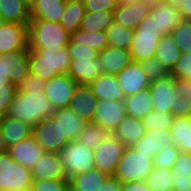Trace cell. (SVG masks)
I'll list each match as a JSON object with an SVG mask.
<instances>
[{
    "mask_svg": "<svg viewBox=\"0 0 191 191\" xmlns=\"http://www.w3.org/2000/svg\"><path fill=\"white\" fill-rule=\"evenodd\" d=\"M56 110L44 91L17 92L6 114L34 127L41 120L52 118Z\"/></svg>",
    "mask_w": 191,
    "mask_h": 191,
    "instance_id": "obj_1",
    "label": "cell"
},
{
    "mask_svg": "<svg viewBox=\"0 0 191 191\" xmlns=\"http://www.w3.org/2000/svg\"><path fill=\"white\" fill-rule=\"evenodd\" d=\"M71 57L67 46L63 48L29 49L30 73L48 81L60 74H67Z\"/></svg>",
    "mask_w": 191,
    "mask_h": 191,
    "instance_id": "obj_2",
    "label": "cell"
},
{
    "mask_svg": "<svg viewBox=\"0 0 191 191\" xmlns=\"http://www.w3.org/2000/svg\"><path fill=\"white\" fill-rule=\"evenodd\" d=\"M69 41L70 34L60 23L31 19L28 24V49L63 48Z\"/></svg>",
    "mask_w": 191,
    "mask_h": 191,
    "instance_id": "obj_3",
    "label": "cell"
},
{
    "mask_svg": "<svg viewBox=\"0 0 191 191\" xmlns=\"http://www.w3.org/2000/svg\"><path fill=\"white\" fill-rule=\"evenodd\" d=\"M155 154H144L131 147H126L114 176L121 183L146 181L153 170L152 159Z\"/></svg>",
    "mask_w": 191,
    "mask_h": 191,
    "instance_id": "obj_4",
    "label": "cell"
},
{
    "mask_svg": "<svg viewBox=\"0 0 191 191\" xmlns=\"http://www.w3.org/2000/svg\"><path fill=\"white\" fill-rule=\"evenodd\" d=\"M162 35L154 22V18H151L150 15L145 17L134 29L129 48L132 60L140 62L144 59L153 58L157 50L158 40Z\"/></svg>",
    "mask_w": 191,
    "mask_h": 191,
    "instance_id": "obj_5",
    "label": "cell"
},
{
    "mask_svg": "<svg viewBox=\"0 0 191 191\" xmlns=\"http://www.w3.org/2000/svg\"><path fill=\"white\" fill-rule=\"evenodd\" d=\"M58 155L68 179L95 168L93 148L85 146L76 140L66 144L58 152Z\"/></svg>",
    "mask_w": 191,
    "mask_h": 191,
    "instance_id": "obj_6",
    "label": "cell"
},
{
    "mask_svg": "<svg viewBox=\"0 0 191 191\" xmlns=\"http://www.w3.org/2000/svg\"><path fill=\"white\" fill-rule=\"evenodd\" d=\"M31 169L13 160L8 152L0 154V191H30Z\"/></svg>",
    "mask_w": 191,
    "mask_h": 191,
    "instance_id": "obj_7",
    "label": "cell"
},
{
    "mask_svg": "<svg viewBox=\"0 0 191 191\" xmlns=\"http://www.w3.org/2000/svg\"><path fill=\"white\" fill-rule=\"evenodd\" d=\"M126 145L112 133L93 149L95 168L114 175Z\"/></svg>",
    "mask_w": 191,
    "mask_h": 191,
    "instance_id": "obj_8",
    "label": "cell"
},
{
    "mask_svg": "<svg viewBox=\"0 0 191 191\" xmlns=\"http://www.w3.org/2000/svg\"><path fill=\"white\" fill-rule=\"evenodd\" d=\"M32 136L45 152L58 153L70 142L53 117L45 118L32 127Z\"/></svg>",
    "mask_w": 191,
    "mask_h": 191,
    "instance_id": "obj_9",
    "label": "cell"
},
{
    "mask_svg": "<svg viewBox=\"0 0 191 191\" xmlns=\"http://www.w3.org/2000/svg\"><path fill=\"white\" fill-rule=\"evenodd\" d=\"M2 73L13 84H20L30 74L29 49L0 53Z\"/></svg>",
    "mask_w": 191,
    "mask_h": 191,
    "instance_id": "obj_10",
    "label": "cell"
},
{
    "mask_svg": "<svg viewBox=\"0 0 191 191\" xmlns=\"http://www.w3.org/2000/svg\"><path fill=\"white\" fill-rule=\"evenodd\" d=\"M175 77L170 73L150 83L149 90L153 99V110L170 113L179 98L174 89Z\"/></svg>",
    "mask_w": 191,
    "mask_h": 191,
    "instance_id": "obj_11",
    "label": "cell"
},
{
    "mask_svg": "<svg viewBox=\"0 0 191 191\" xmlns=\"http://www.w3.org/2000/svg\"><path fill=\"white\" fill-rule=\"evenodd\" d=\"M77 85L68 74H60L46 81L44 93L56 109H61L69 106Z\"/></svg>",
    "mask_w": 191,
    "mask_h": 191,
    "instance_id": "obj_12",
    "label": "cell"
},
{
    "mask_svg": "<svg viewBox=\"0 0 191 191\" xmlns=\"http://www.w3.org/2000/svg\"><path fill=\"white\" fill-rule=\"evenodd\" d=\"M125 116L124 101L97 100L92 123L100 125L112 133Z\"/></svg>",
    "mask_w": 191,
    "mask_h": 191,
    "instance_id": "obj_13",
    "label": "cell"
},
{
    "mask_svg": "<svg viewBox=\"0 0 191 191\" xmlns=\"http://www.w3.org/2000/svg\"><path fill=\"white\" fill-rule=\"evenodd\" d=\"M116 77L125 97L148 88L151 83L141 64L135 61L123 68Z\"/></svg>",
    "mask_w": 191,
    "mask_h": 191,
    "instance_id": "obj_14",
    "label": "cell"
},
{
    "mask_svg": "<svg viewBox=\"0 0 191 191\" xmlns=\"http://www.w3.org/2000/svg\"><path fill=\"white\" fill-rule=\"evenodd\" d=\"M28 48V24H0V53Z\"/></svg>",
    "mask_w": 191,
    "mask_h": 191,
    "instance_id": "obj_15",
    "label": "cell"
},
{
    "mask_svg": "<svg viewBox=\"0 0 191 191\" xmlns=\"http://www.w3.org/2000/svg\"><path fill=\"white\" fill-rule=\"evenodd\" d=\"M153 0H145L139 3L123 5L118 3L114 10V21L131 29H136L142 20L150 13Z\"/></svg>",
    "mask_w": 191,
    "mask_h": 191,
    "instance_id": "obj_16",
    "label": "cell"
},
{
    "mask_svg": "<svg viewBox=\"0 0 191 191\" xmlns=\"http://www.w3.org/2000/svg\"><path fill=\"white\" fill-rule=\"evenodd\" d=\"M97 100L98 99L88 84H78L68 107L86 123H92Z\"/></svg>",
    "mask_w": 191,
    "mask_h": 191,
    "instance_id": "obj_17",
    "label": "cell"
},
{
    "mask_svg": "<svg viewBox=\"0 0 191 191\" xmlns=\"http://www.w3.org/2000/svg\"><path fill=\"white\" fill-rule=\"evenodd\" d=\"M67 74L78 84H89L96 77L105 74L101 55L98 54L94 60H71Z\"/></svg>",
    "mask_w": 191,
    "mask_h": 191,
    "instance_id": "obj_18",
    "label": "cell"
},
{
    "mask_svg": "<svg viewBox=\"0 0 191 191\" xmlns=\"http://www.w3.org/2000/svg\"><path fill=\"white\" fill-rule=\"evenodd\" d=\"M149 15L154 18V22L162 34H170L183 20L180 11L163 0L152 1Z\"/></svg>",
    "mask_w": 191,
    "mask_h": 191,
    "instance_id": "obj_19",
    "label": "cell"
},
{
    "mask_svg": "<svg viewBox=\"0 0 191 191\" xmlns=\"http://www.w3.org/2000/svg\"><path fill=\"white\" fill-rule=\"evenodd\" d=\"M33 180L68 179L58 153L45 152L31 168Z\"/></svg>",
    "mask_w": 191,
    "mask_h": 191,
    "instance_id": "obj_20",
    "label": "cell"
},
{
    "mask_svg": "<svg viewBox=\"0 0 191 191\" xmlns=\"http://www.w3.org/2000/svg\"><path fill=\"white\" fill-rule=\"evenodd\" d=\"M8 153L14 161L31 169L45 151L38 145L33 136L20 140L8 148Z\"/></svg>",
    "mask_w": 191,
    "mask_h": 191,
    "instance_id": "obj_21",
    "label": "cell"
},
{
    "mask_svg": "<svg viewBox=\"0 0 191 191\" xmlns=\"http://www.w3.org/2000/svg\"><path fill=\"white\" fill-rule=\"evenodd\" d=\"M165 146H176L169 129L146 130L145 135L132 147L144 154H157Z\"/></svg>",
    "mask_w": 191,
    "mask_h": 191,
    "instance_id": "obj_22",
    "label": "cell"
},
{
    "mask_svg": "<svg viewBox=\"0 0 191 191\" xmlns=\"http://www.w3.org/2000/svg\"><path fill=\"white\" fill-rule=\"evenodd\" d=\"M98 100L108 99L124 101L125 94L118 83L116 75L104 74L88 84Z\"/></svg>",
    "mask_w": 191,
    "mask_h": 191,
    "instance_id": "obj_23",
    "label": "cell"
},
{
    "mask_svg": "<svg viewBox=\"0 0 191 191\" xmlns=\"http://www.w3.org/2000/svg\"><path fill=\"white\" fill-rule=\"evenodd\" d=\"M66 0H31V19H42L60 23L64 13Z\"/></svg>",
    "mask_w": 191,
    "mask_h": 191,
    "instance_id": "obj_24",
    "label": "cell"
},
{
    "mask_svg": "<svg viewBox=\"0 0 191 191\" xmlns=\"http://www.w3.org/2000/svg\"><path fill=\"white\" fill-rule=\"evenodd\" d=\"M145 132L146 128L142 119L126 115L112 134L119 138L126 147H131L145 135Z\"/></svg>",
    "mask_w": 191,
    "mask_h": 191,
    "instance_id": "obj_25",
    "label": "cell"
},
{
    "mask_svg": "<svg viewBox=\"0 0 191 191\" xmlns=\"http://www.w3.org/2000/svg\"><path fill=\"white\" fill-rule=\"evenodd\" d=\"M0 18L2 22L29 24L30 5L27 0H0Z\"/></svg>",
    "mask_w": 191,
    "mask_h": 191,
    "instance_id": "obj_26",
    "label": "cell"
},
{
    "mask_svg": "<svg viewBox=\"0 0 191 191\" xmlns=\"http://www.w3.org/2000/svg\"><path fill=\"white\" fill-rule=\"evenodd\" d=\"M0 126L7 148L32 135L30 125L7 114L2 116Z\"/></svg>",
    "mask_w": 191,
    "mask_h": 191,
    "instance_id": "obj_27",
    "label": "cell"
},
{
    "mask_svg": "<svg viewBox=\"0 0 191 191\" xmlns=\"http://www.w3.org/2000/svg\"><path fill=\"white\" fill-rule=\"evenodd\" d=\"M53 118L59 122L60 129L69 141L76 140L81 130L87 124L69 107L57 109Z\"/></svg>",
    "mask_w": 191,
    "mask_h": 191,
    "instance_id": "obj_28",
    "label": "cell"
},
{
    "mask_svg": "<svg viewBox=\"0 0 191 191\" xmlns=\"http://www.w3.org/2000/svg\"><path fill=\"white\" fill-rule=\"evenodd\" d=\"M99 54L105 68V74L116 75L133 61L129 50L112 46H107Z\"/></svg>",
    "mask_w": 191,
    "mask_h": 191,
    "instance_id": "obj_29",
    "label": "cell"
},
{
    "mask_svg": "<svg viewBox=\"0 0 191 191\" xmlns=\"http://www.w3.org/2000/svg\"><path fill=\"white\" fill-rule=\"evenodd\" d=\"M126 115L142 119L153 110V99L149 87L124 99Z\"/></svg>",
    "mask_w": 191,
    "mask_h": 191,
    "instance_id": "obj_30",
    "label": "cell"
},
{
    "mask_svg": "<svg viewBox=\"0 0 191 191\" xmlns=\"http://www.w3.org/2000/svg\"><path fill=\"white\" fill-rule=\"evenodd\" d=\"M180 56L181 51L173 40L171 34H163L158 40L157 50L154 57L171 72L177 61L180 59Z\"/></svg>",
    "mask_w": 191,
    "mask_h": 191,
    "instance_id": "obj_31",
    "label": "cell"
},
{
    "mask_svg": "<svg viewBox=\"0 0 191 191\" xmlns=\"http://www.w3.org/2000/svg\"><path fill=\"white\" fill-rule=\"evenodd\" d=\"M169 130L180 151L191 153V115L173 117Z\"/></svg>",
    "mask_w": 191,
    "mask_h": 191,
    "instance_id": "obj_32",
    "label": "cell"
},
{
    "mask_svg": "<svg viewBox=\"0 0 191 191\" xmlns=\"http://www.w3.org/2000/svg\"><path fill=\"white\" fill-rule=\"evenodd\" d=\"M109 175L94 168L69 178L70 184L79 191H100Z\"/></svg>",
    "mask_w": 191,
    "mask_h": 191,
    "instance_id": "obj_33",
    "label": "cell"
},
{
    "mask_svg": "<svg viewBox=\"0 0 191 191\" xmlns=\"http://www.w3.org/2000/svg\"><path fill=\"white\" fill-rule=\"evenodd\" d=\"M84 14L83 0H66L60 24L69 34H72L79 29V24Z\"/></svg>",
    "mask_w": 191,
    "mask_h": 191,
    "instance_id": "obj_34",
    "label": "cell"
},
{
    "mask_svg": "<svg viewBox=\"0 0 191 191\" xmlns=\"http://www.w3.org/2000/svg\"><path fill=\"white\" fill-rule=\"evenodd\" d=\"M113 17L114 11L85 12L84 17L80 21L79 29L87 32H105L113 23Z\"/></svg>",
    "mask_w": 191,
    "mask_h": 191,
    "instance_id": "obj_35",
    "label": "cell"
},
{
    "mask_svg": "<svg viewBox=\"0 0 191 191\" xmlns=\"http://www.w3.org/2000/svg\"><path fill=\"white\" fill-rule=\"evenodd\" d=\"M105 32L108 39V46L129 50L134 33L133 29L121 26L113 21Z\"/></svg>",
    "mask_w": 191,
    "mask_h": 191,
    "instance_id": "obj_36",
    "label": "cell"
},
{
    "mask_svg": "<svg viewBox=\"0 0 191 191\" xmlns=\"http://www.w3.org/2000/svg\"><path fill=\"white\" fill-rule=\"evenodd\" d=\"M70 40L74 43L96 49L99 52L103 51L108 46L107 35L104 31L87 32L78 29L70 34Z\"/></svg>",
    "mask_w": 191,
    "mask_h": 191,
    "instance_id": "obj_37",
    "label": "cell"
},
{
    "mask_svg": "<svg viewBox=\"0 0 191 191\" xmlns=\"http://www.w3.org/2000/svg\"><path fill=\"white\" fill-rule=\"evenodd\" d=\"M110 134V131L100 125L87 123L79 133L76 141L94 149L97 145L104 142Z\"/></svg>",
    "mask_w": 191,
    "mask_h": 191,
    "instance_id": "obj_38",
    "label": "cell"
},
{
    "mask_svg": "<svg viewBox=\"0 0 191 191\" xmlns=\"http://www.w3.org/2000/svg\"><path fill=\"white\" fill-rule=\"evenodd\" d=\"M173 170L170 168H153L146 180L151 191H172Z\"/></svg>",
    "mask_w": 191,
    "mask_h": 191,
    "instance_id": "obj_39",
    "label": "cell"
},
{
    "mask_svg": "<svg viewBox=\"0 0 191 191\" xmlns=\"http://www.w3.org/2000/svg\"><path fill=\"white\" fill-rule=\"evenodd\" d=\"M170 34L181 53L191 52V20L183 19Z\"/></svg>",
    "mask_w": 191,
    "mask_h": 191,
    "instance_id": "obj_40",
    "label": "cell"
},
{
    "mask_svg": "<svg viewBox=\"0 0 191 191\" xmlns=\"http://www.w3.org/2000/svg\"><path fill=\"white\" fill-rule=\"evenodd\" d=\"M173 115L171 113H165L160 111L151 110L143 118V124L146 130L152 129H170L172 125Z\"/></svg>",
    "mask_w": 191,
    "mask_h": 191,
    "instance_id": "obj_41",
    "label": "cell"
},
{
    "mask_svg": "<svg viewBox=\"0 0 191 191\" xmlns=\"http://www.w3.org/2000/svg\"><path fill=\"white\" fill-rule=\"evenodd\" d=\"M179 153L180 149L177 146H165L152 159L153 168L172 169Z\"/></svg>",
    "mask_w": 191,
    "mask_h": 191,
    "instance_id": "obj_42",
    "label": "cell"
},
{
    "mask_svg": "<svg viewBox=\"0 0 191 191\" xmlns=\"http://www.w3.org/2000/svg\"><path fill=\"white\" fill-rule=\"evenodd\" d=\"M143 71L148 76L151 82L167 76L171 72L162 65V63L155 57L141 60L139 62Z\"/></svg>",
    "mask_w": 191,
    "mask_h": 191,
    "instance_id": "obj_43",
    "label": "cell"
},
{
    "mask_svg": "<svg viewBox=\"0 0 191 191\" xmlns=\"http://www.w3.org/2000/svg\"><path fill=\"white\" fill-rule=\"evenodd\" d=\"M69 179L33 180L30 191H66Z\"/></svg>",
    "mask_w": 191,
    "mask_h": 191,
    "instance_id": "obj_44",
    "label": "cell"
},
{
    "mask_svg": "<svg viewBox=\"0 0 191 191\" xmlns=\"http://www.w3.org/2000/svg\"><path fill=\"white\" fill-rule=\"evenodd\" d=\"M17 85L11 82L0 83V120L7 113L9 105L17 94Z\"/></svg>",
    "mask_w": 191,
    "mask_h": 191,
    "instance_id": "obj_45",
    "label": "cell"
},
{
    "mask_svg": "<svg viewBox=\"0 0 191 191\" xmlns=\"http://www.w3.org/2000/svg\"><path fill=\"white\" fill-rule=\"evenodd\" d=\"M68 53L71 57V60L77 59H87V60H94L96 56L99 54V51L88 46H84L81 44H77L69 41L67 45Z\"/></svg>",
    "mask_w": 191,
    "mask_h": 191,
    "instance_id": "obj_46",
    "label": "cell"
},
{
    "mask_svg": "<svg viewBox=\"0 0 191 191\" xmlns=\"http://www.w3.org/2000/svg\"><path fill=\"white\" fill-rule=\"evenodd\" d=\"M171 74L177 79H191V52L181 53L180 59L177 61Z\"/></svg>",
    "mask_w": 191,
    "mask_h": 191,
    "instance_id": "obj_47",
    "label": "cell"
},
{
    "mask_svg": "<svg viewBox=\"0 0 191 191\" xmlns=\"http://www.w3.org/2000/svg\"><path fill=\"white\" fill-rule=\"evenodd\" d=\"M172 170L173 175L176 177L188 175L191 176V153L180 151Z\"/></svg>",
    "mask_w": 191,
    "mask_h": 191,
    "instance_id": "obj_48",
    "label": "cell"
},
{
    "mask_svg": "<svg viewBox=\"0 0 191 191\" xmlns=\"http://www.w3.org/2000/svg\"><path fill=\"white\" fill-rule=\"evenodd\" d=\"M85 12L114 11L119 0H83Z\"/></svg>",
    "mask_w": 191,
    "mask_h": 191,
    "instance_id": "obj_49",
    "label": "cell"
},
{
    "mask_svg": "<svg viewBox=\"0 0 191 191\" xmlns=\"http://www.w3.org/2000/svg\"><path fill=\"white\" fill-rule=\"evenodd\" d=\"M45 84L46 81L30 73L24 81L18 84L17 92L44 91Z\"/></svg>",
    "mask_w": 191,
    "mask_h": 191,
    "instance_id": "obj_50",
    "label": "cell"
},
{
    "mask_svg": "<svg viewBox=\"0 0 191 191\" xmlns=\"http://www.w3.org/2000/svg\"><path fill=\"white\" fill-rule=\"evenodd\" d=\"M170 113L173 117L191 115V101H187L184 100L183 97H179L176 99L175 106L171 109Z\"/></svg>",
    "mask_w": 191,
    "mask_h": 191,
    "instance_id": "obj_51",
    "label": "cell"
},
{
    "mask_svg": "<svg viewBox=\"0 0 191 191\" xmlns=\"http://www.w3.org/2000/svg\"><path fill=\"white\" fill-rule=\"evenodd\" d=\"M174 89L179 97L184 100L191 101V80H183L175 78Z\"/></svg>",
    "mask_w": 191,
    "mask_h": 191,
    "instance_id": "obj_52",
    "label": "cell"
},
{
    "mask_svg": "<svg viewBox=\"0 0 191 191\" xmlns=\"http://www.w3.org/2000/svg\"><path fill=\"white\" fill-rule=\"evenodd\" d=\"M172 191H191V176H174Z\"/></svg>",
    "mask_w": 191,
    "mask_h": 191,
    "instance_id": "obj_53",
    "label": "cell"
},
{
    "mask_svg": "<svg viewBox=\"0 0 191 191\" xmlns=\"http://www.w3.org/2000/svg\"><path fill=\"white\" fill-rule=\"evenodd\" d=\"M122 183L114 175H109L101 185L100 191H121Z\"/></svg>",
    "mask_w": 191,
    "mask_h": 191,
    "instance_id": "obj_54",
    "label": "cell"
},
{
    "mask_svg": "<svg viewBox=\"0 0 191 191\" xmlns=\"http://www.w3.org/2000/svg\"><path fill=\"white\" fill-rule=\"evenodd\" d=\"M121 191H151L146 181L122 183Z\"/></svg>",
    "mask_w": 191,
    "mask_h": 191,
    "instance_id": "obj_55",
    "label": "cell"
},
{
    "mask_svg": "<svg viewBox=\"0 0 191 191\" xmlns=\"http://www.w3.org/2000/svg\"><path fill=\"white\" fill-rule=\"evenodd\" d=\"M163 1L179 11H188L189 0H163Z\"/></svg>",
    "mask_w": 191,
    "mask_h": 191,
    "instance_id": "obj_56",
    "label": "cell"
},
{
    "mask_svg": "<svg viewBox=\"0 0 191 191\" xmlns=\"http://www.w3.org/2000/svg\"><path fill=\"white\" fill-rule=\"evenodd\" d=\"M5 152H8V148L4 142L3 134H2L1 126H0V154Z\"/></svg>",
    "mask_w": 191,
    "mask_h": 191,
    "instance_id": "obj_57",
    "label": "cell"
},
{
    "mask_svg": "<svg viewBox=\"0 0 191 191\" xmlns=\"http://www.w3.org/2000/svg\"><path fill=\"white\" fill-rule=\"evenodd\" d=\"M183 19L191 20V0L188 1V11H180Z\"/></svg>",
    "mask_w": 191,
    "mask_h": 191,
    "instance_id": "obj_58",
    "label": "cell"
},
{
    "mask_svg": "<svg viewBox=\"0 0 191 191\" xmlns=\"http://www.w3.org/2000/svg\"><path fill=\"white\" fill-rule=\"evenodd\" d=\"M145 0H119L120 3H122L123 5H130L133 3H139V2H143Z\"/></svg>",
    "mask_w": 191,
    "mask_h": 191,
    "instance_id": "obj_59",
    "label": "cell"
},
{
    "mask_svg": "<svg viewBox=\"0 0 191 191\" xmlns=\"http://www.w3.org/2000/svg\"><path fill=\"white\" fill-rule=\"evenodd\" d=\"M9 79L2 73L1 60H0V83H9Z\"/></svg>",
    "mask_w": 191,
    "mask_h": 191,
    "instance_id": "obj_60",
    "label": "cell"
},
{
    "mask_svg": "<svg viewBox=\"0 0 191 191\" xmlns=\"http://www.w3.org/2000/svg\"><path fill=\"white\" fill-rule=\"evenodd\" d=\"M66 191H79L74 186H72L70 183L68 184Z\"/></svg>",
    "mask_w": 191,
    "mask_h": 191,
    "instance_id": "obj_61",
    "label": "cell"
}]
</instances>
